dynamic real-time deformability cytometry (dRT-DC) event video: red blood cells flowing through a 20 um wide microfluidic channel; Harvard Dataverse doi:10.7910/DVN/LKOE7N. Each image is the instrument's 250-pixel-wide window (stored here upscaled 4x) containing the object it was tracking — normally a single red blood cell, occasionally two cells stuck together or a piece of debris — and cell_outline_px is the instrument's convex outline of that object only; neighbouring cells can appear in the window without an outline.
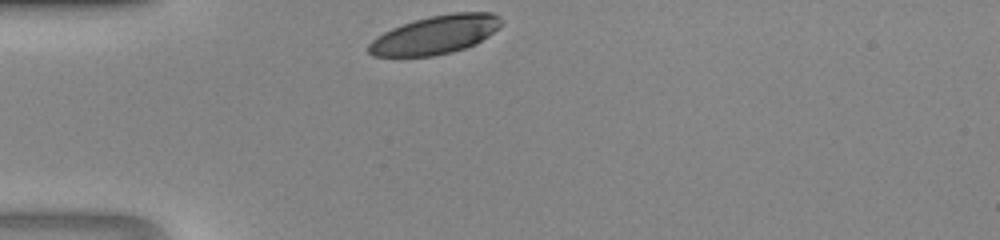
{"species": "human", "species_latin": "Homo sapiens", "temperature_condition": "room temperature", "stored_images_in_passage": 25, "camera_frame_rate_fps": 3000, "um_per_image_px": 0.085, "donor": {"sex": "male"}, "frame": {"image": 1, "passage_image": 1, "time_ms": 0.0, "image_size_px": [1000, 240], "cell_outline_px": [[504, 20], [500, 28], [476, 44], [452, 52], [432, 56], [372, 56], [368, 52], [368, 44], [376, 36], [392, 28], [428, 16], [452, 12], [492, 12], [500, 16]], "centroid_in_image_um": [37.05, 2.94], "position_along_channel_um": 48.0, "area_um2": 29.94}}
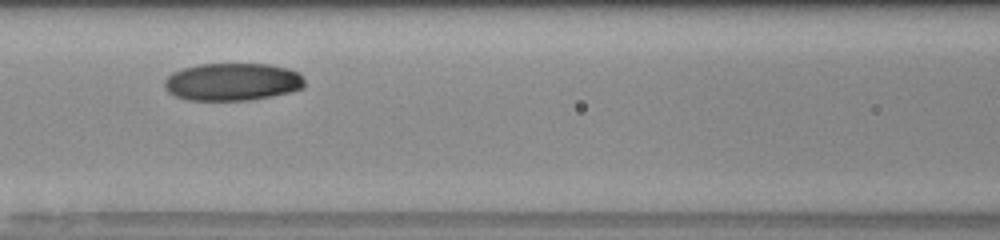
{"frame": {"image": 2, "passage_image": 9, "time_ms": 2.667, "image_size_px": [1000, 240], "cell_outline_px": [[304, 88], [288, 92], [248, 100], [184, 100], [168, 92], [164, 88], [164, 80], [172, 72], [184, 68], [200, 64], [268, 64], [288, 68], [300, 72], [304, 80]], "centroid_in_image_um": [19.74, 6.95], "position_along_channel_um": 146.9, "area_um2": 30.75}}
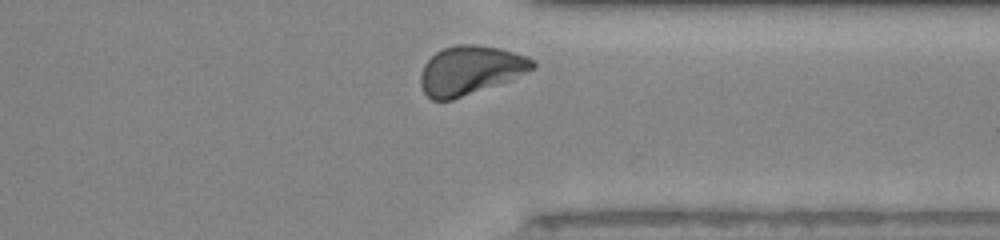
{"frame": {"image": 3, "passage_image": 24, "time_ms": 7.667, "image_size_px": [1000, 240], "cell_outline_px": [[536, 68], [508, 80], [452, 100], [432, 100], [424, 92], [420, 84], [420, 76], [424, 64], [436, 52], [444, 48], [456, 44], [476, 44], [500, 48], [536, 60]], "centroid_in_image_um": [39.96, 5.96], "position_along_channel_um": 371.4, "area_um2": 31.62}}